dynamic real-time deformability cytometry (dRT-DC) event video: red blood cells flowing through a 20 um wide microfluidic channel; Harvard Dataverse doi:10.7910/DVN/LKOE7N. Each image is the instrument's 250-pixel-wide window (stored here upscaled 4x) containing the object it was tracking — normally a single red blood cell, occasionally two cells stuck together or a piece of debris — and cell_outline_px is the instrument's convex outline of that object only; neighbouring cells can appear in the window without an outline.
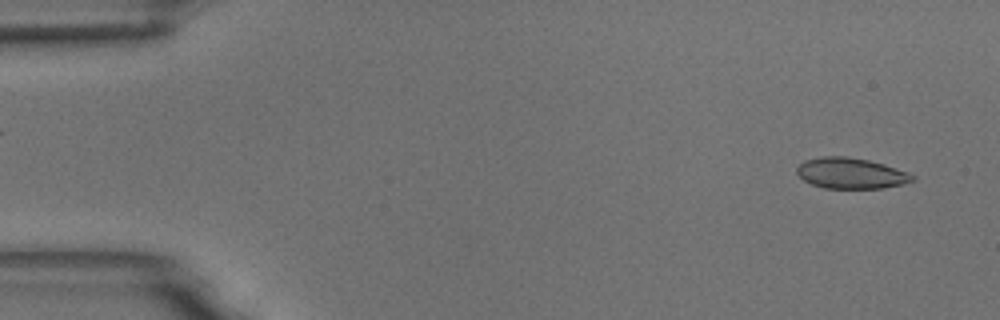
{"species": "common noctule bat (a hibernating species)", "species_latin": "Nyctalus noctula", "temperature_condition": "room temperature", "stored_images_in_passage": 55, "camera_frame_rate_fps": 3000, "um_per_image_px": 0.085, "animal": {"sex": "male", "body_mass_g": 18.8}, "frame": {"image": 1, "passage_image": 3, "time_ms": 0.667, "image_size_px": [1000, 320], "cell_outline_px": [[916, 180], [904, 184], [880, 188], [824, 188], [812, 184], [804, 180], [796, 172], [796, 168], [804, 160], [820, 156], [844, 156], [868, 160], [884, 164], [908, 172], [916, 176]], "centroid_in_image_um": [72.34, 14.72], "position_along_channel_um": 12.7, "area_um2": 20.81}}
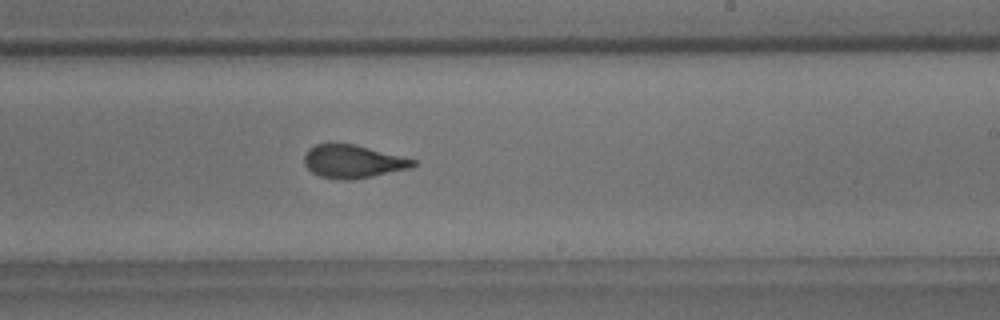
{"frame": {"image": 2, "passage_image": 33, "time_ms": 10.667, "image_size_px": [1000, 320], "cell_outline_px": [[416, 164], [412, 168], [352, 180], [340, 180], [320, 176], [312, 172], [304, 164], [304, 156], [308, 148], [316, 144], [356, 144], [416, 160]], "centroid_in_image_um": [29.99, 13.73], "position_along_channel_um": 259.0, "area_um2": 20.98}}
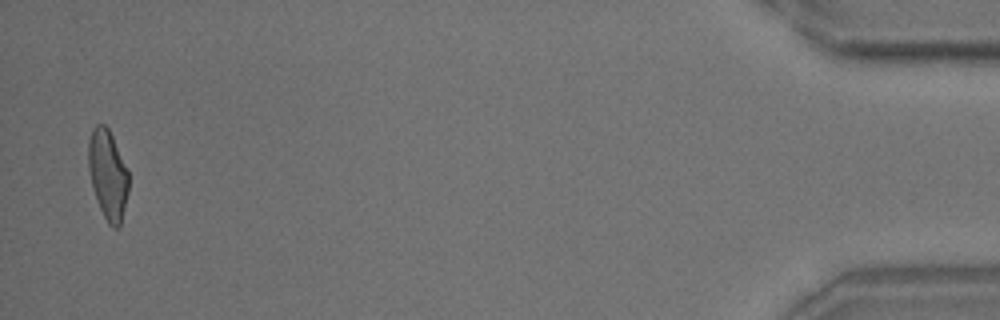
{"frame": {"image": 3, "passage_image": 54, "time_ms": 17.667, "image_size_px": [1000, 320], "cell_outline_px": [[128, 192], [120, 228], [112, 228], [108, 224], [100, 208], [92, 184], [88, 168], [88, 140], [92, 128], [96, 124], [104, 124], [108, 128], [112, 136], [128, 172]], "centroid_in_image_um": [9.16, 14.85], "position_along_channel_um": 426.0, "area_um2": 20.81}, "authors_computed_cell_mechanics": {"area_um2": 21.2704, "velocity_mm_per_s": 3.6356, "shape_relaxation_time_tau1_ms": 5.0263, "shape_relaxation_time_tau2_ms": 1.1508, "deformation_change_tau1": 0.1612, "deformation_change_tau2": 0.0677}}